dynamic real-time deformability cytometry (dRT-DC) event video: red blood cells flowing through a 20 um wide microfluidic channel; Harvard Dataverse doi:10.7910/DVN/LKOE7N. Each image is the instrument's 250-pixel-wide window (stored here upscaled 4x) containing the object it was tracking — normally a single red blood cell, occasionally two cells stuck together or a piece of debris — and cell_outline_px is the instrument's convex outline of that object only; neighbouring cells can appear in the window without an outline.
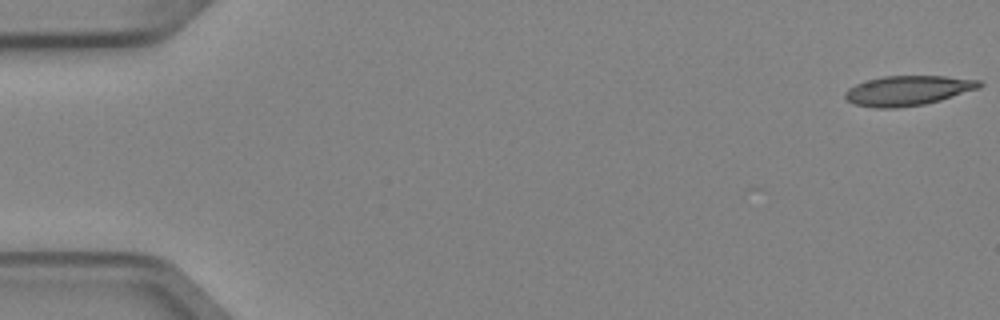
{"species": "Egyptian fruit bat (a non-hibernating species)", "species_latin": "Rousettus aegyptiacus", "temperature_condition": "cold", "stored_images_in_passage": 4, "camera_frame_rate_fps": 3000, "um_per_image_px": 0.085, "animal": {"sex": "female"}, "frame": {"image": 1, "passage_image": 1, "time_ms": 0.0, "image_size_px": [1000, 320], "cell_outline_px": [[984, 84], [980, 88], [940, 100], [924, 104], [896, 108], [876, 108], [856, 104], [848, 100], [844, 96], [844, 92], [848, 88], [864, 80], [884, 76], [944, 76], [980, 80]], "centroid_in_image_um": [77.17, 7.69], "position_along_channel_um": 7.8, "area_um2": 23.35}}
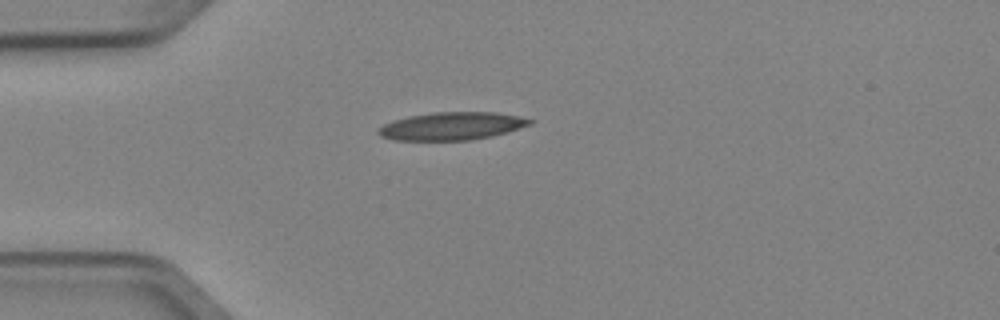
{"frame": {"image": 2, "passage_image": 4, "time_ms": 1.0, "image_size_px": [1000, 320], "cell_outline_px": [[536, 120], [532, 124], [508, 132], [492, 136], [468, 140], [392, 140], [380, 136], [376, 132], [384, 124], [392, 120], [408, 116], [432, 112], [496, 112], [520, 116]], "centroid_in_image_um": [38.42, 10.71], "position_along_channel_um": 46.6, "area_um2": 24.8}}